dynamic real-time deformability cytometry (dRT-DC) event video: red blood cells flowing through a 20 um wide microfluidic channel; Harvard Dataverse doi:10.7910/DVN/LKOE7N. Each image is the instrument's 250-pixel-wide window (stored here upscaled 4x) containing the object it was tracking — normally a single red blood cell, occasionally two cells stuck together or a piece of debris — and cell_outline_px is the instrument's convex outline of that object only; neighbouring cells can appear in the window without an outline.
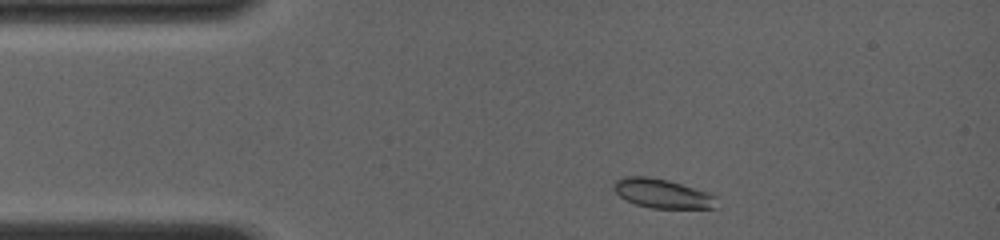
{"species": "common noctule bat (a hibernating species)", "species_latin": "Nyctalus noctula", "temperature_condition": "room temperature", "stored_images_in_passage": 35, "camera_frame_rate_fps": 4000, "um_per_image_px": 0.085, "animal": {"sex": "female", "body_mass_g": 19.0, "forearm_length_mm": 56.7}, "frame": {"image": 1, "passage_image": 2, "time_ms": 0.25, "image_size_px": [1000, 240], "cell_outline_px": [[720, 208], [652, 208], [636, 204], [620, 196], [612, 188], [612, 184], [620, 176], [648, 176], [668, 180], [708, 192], [716, 196]], "centroid_in_image_um": [56.32, 16.44], "position_along_channel_um": 28.7, "area_um2": 17.69}}
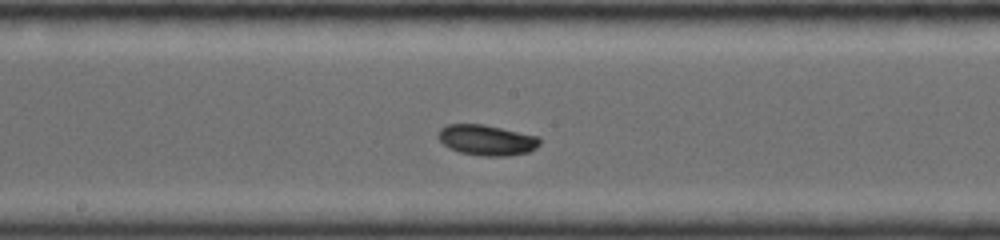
{"frame": {"image": 2, "passage_image": 22, "time_ms": 5.75, "image_size_px": [1000, 240], "cell_outline_px": [[540, 144], [536, 148], [528, 152], [508, 156], [484, 156], [460, 152], [448, 148], [436, 136], [440, 128], [448, 124], [484, 124], [540, 136]], "centroid_in_image_um": [41.38, 11.9], "position_along_channel_um": 206.8, "area_um2": 18.26}}
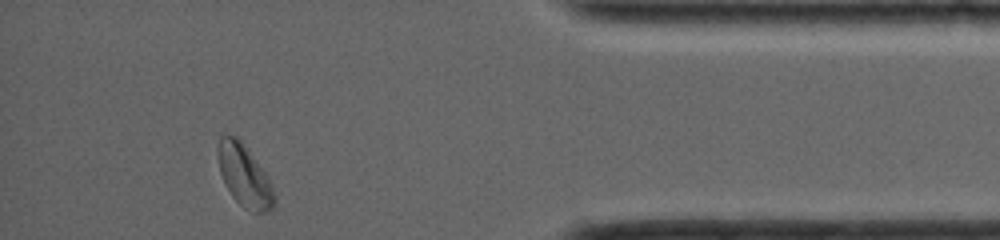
{"frame": {"image": 3, "passage_image": 35, "time_ms": 11.5, "image_size_px": [1000, 240], "cell_outline_px": [[276, 204], [272, 208], [264, 212], [252, 212], [244, 208], [232, 196], [224, 184], [220, 172], [220, 136], [236, 136], [240, 140], [264, 172], [272, 184], [276, 196]], "centroid_in_image_um": [20.82, 15.02], "position_along_channel_um": 414.4, "area_um2": 19.71}, "authors_computed_cell_mechanics": {"area_um2": 17.8024, "velocity_mm_per_s": 4.0568, "shape_relaxation_time_tau1_ms": 1.64, "shape_relaxation_time_tau2_ms": null, "deformation_change_tau1": 0.0953, "deformation_change_tau2": null}}